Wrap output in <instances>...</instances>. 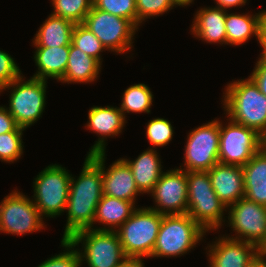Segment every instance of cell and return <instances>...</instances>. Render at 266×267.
<instances>
[{"instance_id":"cell-1","label":"cell","mask_w":266,"mask_h":267,"mask_svg":"<svg viewBox=\"0 0 266 267\" xmlns=\"http://www.w3.org/2000/svg\"><path fill=\"white\" fill-rule=\"evenodd\" d=\"M103 196L102 167L87 154L80 176L72 177L67 201V223L62 239L76 232L93 229L97 205Z\"/></svg>"},{"instance_id":"cell-2","label":"cell","mask_w":266,"mask_h":267,"mask_svg":"<svg viewBox=\"0 0 266 267\" xmlns=\"http://www.w3.org/2000/svg\"><path fill=\"white\" fill-rule=\"evenodd\" d=\"M223 105L232 121L266 134V96L249 77L232 82L225 88Z\"/></svg>"},{"instance_id":"cell-3","label":"cell","mask_w":266,"mask_h":267,"mask_svg":"<svg viewBox=\"0 0 266 267\" xmlns=\"http://www.w3.org/2000/svg\"><path fill=\"white\" fill-rule=\"evenodd\" d=\"M163 215L151 208H137L115 230L127 258L151 257Z\"/></svg>"},{"instance_id":"cell-4","label":"cell","mask_w":266,"mask_h":267,"mask_svg":"<svg viewBox=\"0 0 266 267\" xmlns=\"http://www.w3.org/2000/svg\"><path fill=\"white\" fill-rule=\"evenodd\" d=\"M188 212L206 232L222 226L227 207L216 195L208 171L187 172Z\"/></svg>"},{"instance_id":"cell-5","label":"cell","mask_w":266,"mask_h":267,"mask_svg":"<svg viewBox=\"0 0 266 267\" xmlns=\"http://www.w3.org/2000/svg\"><path fill=\"white\" fill-rule=\"evenodd\" d=\"M205 233L188 214L163 215L151 257L181 256L194 248Z\"/></svg>"},{"instance_id":"cell-6","label":"cell","mask_w":266,"mask_h":267,"mask_svg":"<svg viewBox=\"0 0 266 267\" xmlns=\"http://www.w3.org/2000/svg\"><path fill=\"white\" fill-rule=\"evenodd\" d=\"M69 240L75 247L83 242L84 251L79 250V260H85L89 267H121L128 259L116 231L84 229Z\"/></svg>"},{"instance_id":"cell-7","label":"cell","mask_w":266,"mask_h":267,"mask_svg":"<svg viewBox=\"0 0 266 267\" xmlns=\"http://www.w3.org/2000/svg\"><path fill=\"white\" fill-rule=\"evenodd\" d=\"M35 206L41 216L56 217L67 207L71 175L60 165L52 164L34 179Z\"/></svg>"},{"instance_id":"cell-8","label":"cell","mask_w":266,"mask_h":267,"mask_svg":"<svg viewBox=\"0 0 266 267\" xmlns=\"http://www.w3.org/2000/svg\"><path fill=\"white\" fill-rule=\"evenodd\" d=\"M22 81L23 77L20 75L9 85L0 88V92L13 88L9 107L6 109L14 117L16 124L26 129L41 117L45 109L47 80L31 77L27 81Z\"/></svg>"},{"instance_id":"cell-9","label":"cell","mask_w":266,"mask_h":267,"mask_svg":"<svg viewBox=\"0 0 266 267\" xmlns=\"http://www.w3.org/2000/svg\"><path fill=\"white\" fill-rule=\"evenodd\" d=\"M229 120L225 127L219 121V163L243 167L262 148V136Z\"/></svg>"},{"instance_id":"cell-10","label":"cell","mask_w":266,"mask_h":267,"mask_svg":"<svg viewBox=\"0 0 266 267\" xmlns=\"http://www.w3.org/2000/svg\"><path fill=\"white\" fill-rule=\"evenodd\" d=\"M83 25L94 33L106 50L120 54L132 48V39L138 29L130 20L94 6L86 15Z\"/></svg>"},{"instance_id":"cell-11","label":"cell","mask_w":266,"mask_h":267,"mask_svg":"<svg viewBox=\"0 0 266 267\" xmlns=\"http://www.w3.org/2000/svg\"><path fill=\"white\" fill-rule=\"evenodd\" d=\"M219 121L214 120L195 128L188 135L183 171H209L219 163Z\"/></svg>"},{"instance_id":"cell-12","label":"cell","mask_w":266,"mask_h":267,"mask_svg":"<svg viewBox=\"0 0 266 267\" xmlns=\"http://www.w3.org/2000/svg\"><path fill=\"white\" fill-rule=\"evenodd\" d=\"M43 218L35 203L16 190L0 203V231L23 235L44 228Z\"/></svg>"},{"instance_id":"cell-13","label":"cell","mask_w":266,"mask_h":267,"mask_svg":"<svg viewBox=\"0 0 266 267\" xmlns=\"http://www.w3.org/2000/svg\"><path fill=\"white\" fill-rule=\"evenodd\" d=\"M227 209L229 224L238 234L231 238L255 244L260 249L266 242V206L244 197Z\"/></svg>"},{"instance_id":"cell-14","label":"cell","mask_w":266,"mask_h":267,"mask_svg":"<svg viewBox=\"0 0 266 267\" xmlns=\"http://www.w3.org/2000/svg\"><path fill=\"white\" fill-rule=\"evenodd\" d=\"M150 193L157 205L148 208L161 215L187 214V172L183 171L182 168L163 172Z\"/></svg>"},{"instance_id":"cell-15","label":"cell","mask_w":266,"mask_h":267,"mask_svg":"<svg viewBox=\"0 0 266 267\" xmlns=\"http://www.w3.org/2000/svg\"><path fill=\"white\" fill-rule=\"evenodd\" d=\"M90 156L102 167L103 195L135 203L136 196L141 192L136 187L127 162L120 158L105 171V152L93 153Z\"/></svg>"},{"instance_id":"cell-16","label":"cell","mask_w":266,"mask_h":267,"mask_svg":"<svg viewBox=\"0 0 266 267\" xmlns=\"http://www.w3.org/2000/svg\"><path fill=\"white\" fill-rule=\"evenodd\" d=\"M218 239L209 246V267H246L260 254L255 244L224 235Z\"/></svg>"},{"instance_id":"cell-17","label":"cell","mask_w":266,"mask_h":267,"mask_svg":"<svg viewBox=\"0 0 266 267\" xmlns=\"http://www.w3.org/2000/svg\"><path fill=\"white\" fill-rule=\"evenodd\" d=\"M212 187L227 208L245 196L242 167L217 163L208 171Z\"/></svg>"},{"instance_id":"cell-18","label":"cell","mask_w":266,"mask_h":267,"mask_svg":"<svg viewBox=\"0 0 266 267\" xmlns=\"http://www.w3.org/2000/svg\"><path fill=\"white\" fill-rule=\"evenodd\" d=\"M88 119V129L101 137L91 147L88 155L105 152V138L118 135L125 125V117L119 107L94 106L89 110Z\"/></svg>"},{"instance_id":"cell-19","label":"cell","mask_w":266,"mask_h":267,"mask_svg":"<svg viewBox=\"0 0 266 267\" xmlns=\"http://www.w3.org/2000/svg\"><path fill=\"white\" fill-rule=\"evenodd\" d=\"M226 11L228 10L219 7L200 9L194 17L191 32L207 43L227 44Z\"/></svg>"},{"instance_id":"cell-20","label":"cell","mask_w":266,"mask_h":267,"mask_svg":"<svg viewBox=\"0 0 266 267\" xmlns=\"http://www.w3.org/2000/svg\"><path fill=\"white\" fill-rule=\"evenodd\" d=\"M245 198L266 206V152L261 148L243 167Z\"/></svg>"},{"instance_id":"cell-21","label":"cell","mask_w":266,"mask_h":267,"mask_svg":"<svg viewBox=\"0 0 266 267\" xmlns=\"http://www.w3.org/2000/svg\"><path fill=\"white\" fill-rule=\"evenodd\" d=\"M124 160L130 166L136 187L141 193H150L163 173L158 153L148 148L135 160Z\"/></svg>"},{"instance_id":"cell-22","label":"cell","mask_w":266,"mask_h":267,"mask_svg":"<svg viewBox=\"0 0 266 267\" xmlns=\"http://www.w3.org/2000/svg\"><path fill=\"white\" fill-rule=\"evenodd\" d=\"M34 60L38 71L33 77L46 80L53 78L61 80L64 77L68 56L69 46L61 47H35Z\"/></svg>"},{"instance_id":"cell-23","label":"cell","mask_w":266,"mask_h":267,"mask_svg":"<svg viewBox=\"0 0 266 267\" xmlns=\"http://www.w3.org/2000/svg\"><path fill=\"white\" fill-rule=\"evenodd\" d=\"M134 204V202L103 195L97 205L93 224L97 221L109 227L94 228V230L115 231V229L119 228L137 209Z\"/></svg>"},{"instance_id":"cell-24","label":"cell","mask_w":266,"mask_h":267,"mask_svg":"<svg viewBox=\"0 0 266 267\" xmlns=\"http://www.w3.org/2000/svg\"><path fill=\"white\" fill-rule=\"evenodd\" d=\"M101 63L87 55L72 43L69 46L68 62L64 77L60 80L63 83H89L97 79Z\"/></svg>"},{"instance_id":"cell-25","label":"cell","mask_w":266,"mask_h":267,"mask_svg":"<svg viewBox=\"0 0 266 267\" xmlns=\"http://www.w3.org/2000/svg\"><path fill=\"white\" fill-rule=\"evenodd\" d=\"M75 24L62 17L50 15L35 34V47L70 46Z\"/></svg>"},{"instance_id":"cell-26","label":"cell","mask_w":266,"mask_h":267,"mask_svg":"<svg viewBox=\"0 0 266 267\" xmlns=\"http://www.w3.org/2000/svg\"><path fill=\"white\" fill-rule=\"evenodd\" d=\"M259 13L257 15L226 13L225 29L227 44L240 45L255 35L259 43L260 34Z\"/></svg>"},{"instance_id":"cell-27","label":"cell","mask_w":266,"mask_h":267,"mask_svg":"<svg viewBox=\"0 0 266 267\" xmlns=\"http://www.w3.org/2000/svg\"><path fill=\"white\" fill-rule=\"evenodd\" d=\"M120 110L124 117L125 113H149L152 105L153 95L150 88L145 84H134L128 87L122 97Z\"/></svg>"},{"instance_id":"cell-28","label":"cell","mask_w":266,"mask_h":267,"mask_svg":"<svg viewBox=\"0 0 266 267\" xmlns=\"http://www.w3.org/2000/svg\"><path fill=\"white\" fill-rule=\"evenodd\" d=\"M52 15L70 20L74 24H83L86 15L93 7V0H52Z\"/></svg>"},{"instance_id":"cell-29","label":"cell","mask_w":266,"mask_h":267,"mask_svg":"<svg viewBox=\"0 0 266 267\" xmlns=\"http://www.w3.org/2000/svg\"><path fill=\"white\" fill-rule=\"evenodd\" d=\"M71 43L87 55L102 63L100 52L103 50L105 51L106 48L94 33L83 24H75L72 31Z\"/></svg>"},{"instance_id":"cell-30","label":"cell","mask_w":266,"mask_h":267,"mask_svg":"<svg viewBox=\"0 0 266 267\" xmlns=\"http://www.w3.org/2000/svg\"><path fill=\"white\" fill-rule=\"evenodd\" d=\"M93 6L104 12L128 19L137 27L136 0H93Z\"/></svg>"},{"instance_id":"cell-31","label":"cell","mask_w":266,"mask_h":267,"mask_svg":"<svg viewBox=\"0 0 266 267\" xmlns=\"http://www.w3.org/2000/svg\"><path fill=\"white\" fill-rule=\"evenodd\" d=\"M173 127L169 120L164 118H154L147 124L146 135L154 146H165L173 137Z\"/></svg>"},{"instance_id":"cell-32","label":"cell","mask_w":266,"mask_h":267,"mask_svg":"<svg viewBox=\"0 0 266 267\" xmlns=\"http://www.w3.org/2000/svg\"><path fill=\"white\" fill-rule=\"evenodd\" d=\"M23 132H8L0 135V160L16 161L23 153Z\"/></svg>"},{"instance_id":"cell-33","label":"cell","mask_w":266,"mask_h":267,"mask_svg":"<svg viewBox=\"0 0 266 267\" xmlns=\"http://www.w3.org/2000/svg\"><path fill=\"white\" fill-rule=\"evenodd\" d=\"M176 5L173 0H136L137 28L146 18L159 16Z\"/></svg>"},{"instance_id":"cell-34","label":"cell","mask_w":266,"mask_h":267,"mask_svg":"<svg viewBox=\"0 0 266 267\" xmlns=\"http://www.w3.org/2000/svg\"><path fill=\"white\" fill-rule=\"evenodd\" d=\"M61 246L67 251L45 260L38 267H73L80 259L79 249H75L74 244L69 239H62Z\"/></svg>"},{"instance_id":"cell-35","label":"cell","mask_w":266,"mask_h":267,"mask_svg":"<svg viewBox=\"0 0 266 267\" xmlns=\"http://www.w3.org/2000/svg\"><path fill=\"white\" fill-rule=\"evenodd\" d=\"M21 74L19 67L11 55L0 50V88L9 85Z\"/></svg>"},{"instance_id":"cell-36","label":"cell","mask_w":266,"mask_h":267,"mask_svg":"<svg viewBox=\"0 0 266 267\" xmlns=\"http://www.w3.org/2000/svg\"><path fill=\"white\" fill-rule=\"evenodd\" d=\"M249 76L266 96V60L261 56Z\"/></svg>"},{"instance_id":"cell-37","label":"cell","mask_w":266,"mask_h":267,"mask_svg":"<svg viewBox=\"0 0 266 267\" xmlns=\"http://www.w3.org/2000/svg\"><path fill=\"white\" fill-rule=\"evenodd\" d=\"M25 128L19 127L9 111L0 106V135L8 132H23Z\"/></svg>"},{"instance_id":"cell-38","label":"cell","mask_w":266,"mask_h":267,"mask_svg":"<svg viewBox=\"0 0 266 267\" xmlns=\"http://www.w3.org/2000/svg\"><path fill=\"white\" fill-rule=\"evenodd\" d=\"M217 6L221 9L227 10V8L245 5L247 0H215Z\"/></svg>"},{"instance_id":"cell-39","label":"cell","mask_w":266,"mask_h":267,"mask_svg":"<svg viewBox=\"0 0 266 267\" xmlns=\"http://www.w3.org/2000/svg\"><path fill=\"white\" fill-rule=\"evenodd\" d=\"M259 39H266V10L259 12Z\"/></svg>"},{"instance_id":"cell-40","label":"cell","mask_w":266,"mask_h":267,"mask_svg":"<svg viewBox=\"0 0 266 267\" xmlns=\"http://www.w3.org/2000/svg\"><path fill=\"white\" fill-rule=\"evenodd\" d=\"M265 259H266V255L260 253L246 267H266V260Z\"/></svg>"},{"instance_id":"cell-41","label":"cell","mask_w":266,"mask_h":267,"mask_svg":"<svg viewBox=\"0 0 266 267\" xmlns=\"http://www.w3.org/2000/svg\"><path fill=\"white\" fill-rule=\"evenodd\" d=\"M121 267H144L142 259L128 258Z\"/></svg>"},{"instance_id":"cell-42","label":"cell","mask_w":266,"mask_h":267,"mask_svg":"<svg viewBox=\"0 0 266 267\" xmlns=\"http://www.w3.org/2000/svg\"><path fill=\"white\" fill-rule=\"evenodd\" d=\"M260 40V46L263 48V52L260 54L265 60H266V39H259Z\"/></svg>"},{"instance_id":"cell-43","label":"cell","mask_w":266,"mask_h":267,"mask_svg":"<svg viewBox=\"0 0 266 267\" xmlns=\"http://www.w3.org/2000/svg\"><path fill=\"white\" fill-rule=\"evenodd\" d=\"M178 6H187L194 0H173Z\"/></svg>"},{"instance_id":"cell-44","label":"cell","mask_w":266,"mask_h":267,"mask_svg":"<svg viewBox=\"0 0 266 267\" xmlns=\"http://www.w3.org/2000/svg\"><path fill=\"white\" fill-rule=\"evenodd\" d=\"M262 149L266 152V134L262 136Z\"/></svg>"},{"instance_id":"cell-45","label":"cell","mask_w":266,"mask_h":267,"mask_svg":"<svg viewBox=\"0 0 266 267\" xmlns=\"http://www.w3.org/2000/svg\"><path fill=\"white\" fill-rule=\"evenodd\" d=\"M260 253L266 255V242H265V244L260 248Z\"/></svg>"},{"instance_id":"cell-46","label":"cell","mask_w":266,"mask_h":267,"mask_svg":"<svg viewBox=\"0 0 266 267\" xmlns=\"http://www.w3.org/2000/svg\"><path fill=\"white\" fill-rule=\"evenodd\" d=\"M80 265H82V261L78 260L73 267H81Z\"/></svg>"}]
</instances>
